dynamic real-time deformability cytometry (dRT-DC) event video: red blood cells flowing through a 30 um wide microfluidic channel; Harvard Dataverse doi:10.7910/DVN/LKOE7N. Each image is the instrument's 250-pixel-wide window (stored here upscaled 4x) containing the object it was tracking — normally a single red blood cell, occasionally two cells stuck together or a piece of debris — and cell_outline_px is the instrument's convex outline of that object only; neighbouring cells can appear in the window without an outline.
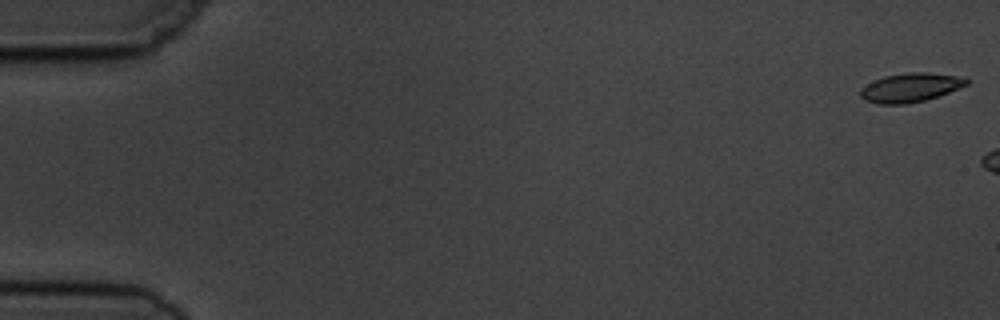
{"species": "common noctule bat (a hibernating species)", "species_latin": "Nyctalus noctula", "temperature_condition": "cold", "stored_images_in_passage": 3, "camera_frame_rate_fps": 3000, "um_per_image_px": 0.085, "animal": {"sex": "male", "body_mass_g": 19.5, "forearm_length_mm": 54.6}, "frame": {"image": 1, "passage_image": 1, "time_ms": 0.0, "image_size_px": [1000, 320], "cell_outline_px": [[968, 84], [948, 92], [924, 100], [904, 104], [880, 104], [864, 100], [860, 96], [860, 88], [884, 76], [908, 72], [928, 72], [964, 76], [968, 80]], "centroid_in_image_um": [77.39, 7.43], "position_along_channel_um": 7.6, "area_um2": 17.8}}